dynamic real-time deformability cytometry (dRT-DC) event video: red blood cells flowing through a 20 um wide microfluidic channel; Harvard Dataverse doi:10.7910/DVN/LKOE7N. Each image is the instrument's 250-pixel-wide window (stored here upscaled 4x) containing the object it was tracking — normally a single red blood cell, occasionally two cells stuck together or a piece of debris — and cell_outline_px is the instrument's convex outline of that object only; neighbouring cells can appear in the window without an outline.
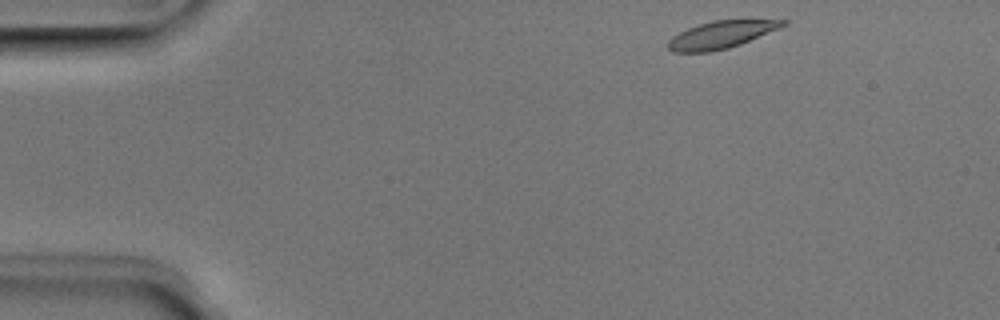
{"species": "Egyptian fruit bat (a non-hibernating species)", "species_latin": "Rousettus aegyptiacus", "temperature_condition": "room temperature", "stored_images_in_passage": 45, "camera_frame_rate_fps": 3000, "um_per_image_px": 0.085, "animal": {"sex": "male"}, "frame": {"image": 1, "passage_image": 1, "time_ms": 0.0, "image_size_px": [1000, 320], "cell_outline_px": [[788, 24], [780, 28], [740, 44], [728, 48], [708, 52], [672, 52], [668, 48], [668, 40], [672, 36], [688, 28], [712, 20], [788, 20]], "centroid_in_image_um": [61.29, 2.95], "position_along_channel_um": 23.7, "area_um2": 18.15}}
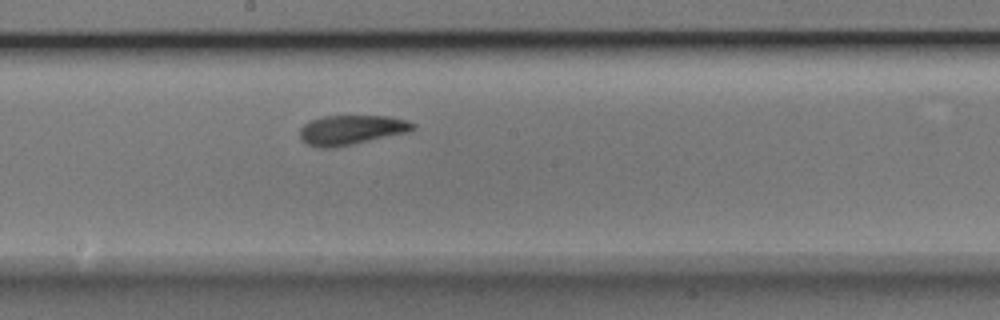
{"frame": {"image": 2, "passage_image": 22, "time_ms": 7.0, "image_size_px": [1000, 320], "cell_outline_px": [[416, 128], [408, 132], [352, 144], [332, 148], [320, 148], [308, 144], [300, 140], [300, 128], [304, 124], [312, 120], [324, 116], [388, 116], [408, 120], [416, 124]], "centroid_in_image_um": [29.87, 11.04], "position_along_channel_um": 218.3, "area_um2": 19.48}}
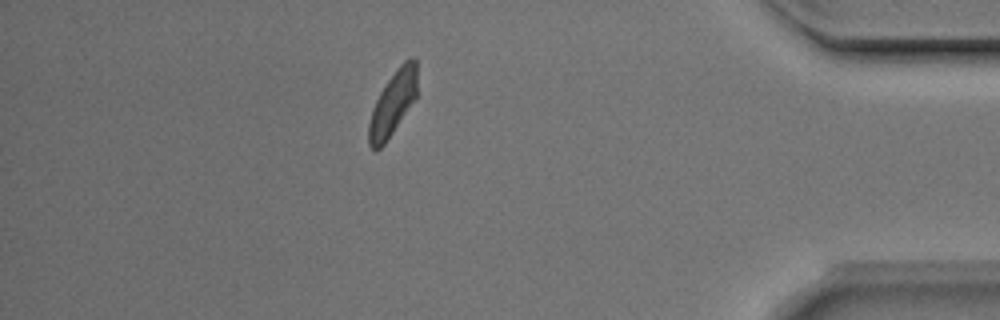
{"frame": {"image": 3, "passage_image": 39, "time_ms": 12.667, "image_size_px": [1000, 320], "cell_outline_px": [[416, 100], [384, 144], [376, 152], [368, 144], [368, 124], [372, 108], [380, 92], [388, 80], [400, 64], [404, 60], [412, 56], [416, 60]], "centroid_in_image_um": [33.38, 8.8], "position_along_channel_um": 401.8, "area_um2": 18.15}, "authors_computed_cell_mechanics": {"area_um2": 18.8428, "velocity_mm_per_s": 3.9417, "shape_relaxation_time_tau1_ms": 4.2891, "shape_relaxation_time_tau2_ms": 2.9971, "deformation_change_tau1": 0.1667, "deformation_change_tau2": 0.0951}}